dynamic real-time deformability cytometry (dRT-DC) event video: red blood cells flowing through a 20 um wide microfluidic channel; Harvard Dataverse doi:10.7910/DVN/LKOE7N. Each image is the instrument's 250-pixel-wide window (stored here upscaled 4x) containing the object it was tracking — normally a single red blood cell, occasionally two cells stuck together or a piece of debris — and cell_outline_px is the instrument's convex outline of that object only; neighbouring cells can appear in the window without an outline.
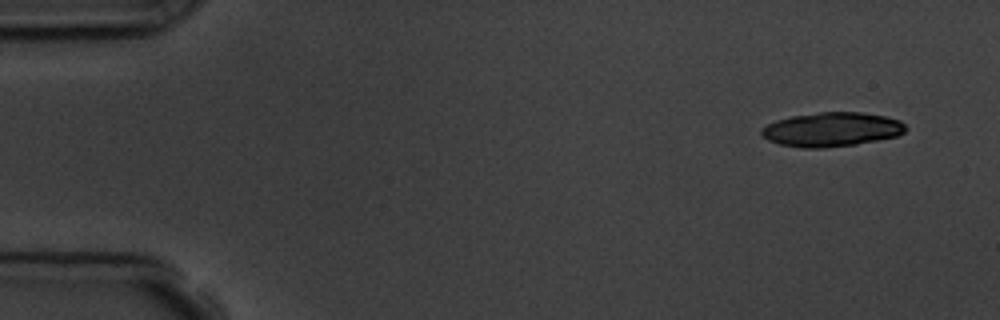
{"species": "common noctule bat (a hibernating species)", "species_latin": "Nyctalus noctula", "temperature_condition": "room temperature", "stored_images_in_passage": 9, "camera_frame_rate_fps": 3000, "um_per_image_px": 0.085, "animal": {"sex": "male", "body_mass_g": 19.5, "forearm_length_mm": 54.6}, "frame": {"image": 1, "passage_image": 1, "time_ms": 0.0, "image_size_px": [1000, 320], "cell_outline_px": [[908, 128], [904, 132], [896, 136], [856, 144], [820, 148], [800, 148], [780, 144], [768, 140], [760, 132], [760, 128], [776, 120], [792, 116], [820, 112], [860, 112], [884, 116], [900, 120]], "centroid_in_image_um": [70.68, 11.0], "position_along_channel_um": 14.3, "area_um2": 28.61}}